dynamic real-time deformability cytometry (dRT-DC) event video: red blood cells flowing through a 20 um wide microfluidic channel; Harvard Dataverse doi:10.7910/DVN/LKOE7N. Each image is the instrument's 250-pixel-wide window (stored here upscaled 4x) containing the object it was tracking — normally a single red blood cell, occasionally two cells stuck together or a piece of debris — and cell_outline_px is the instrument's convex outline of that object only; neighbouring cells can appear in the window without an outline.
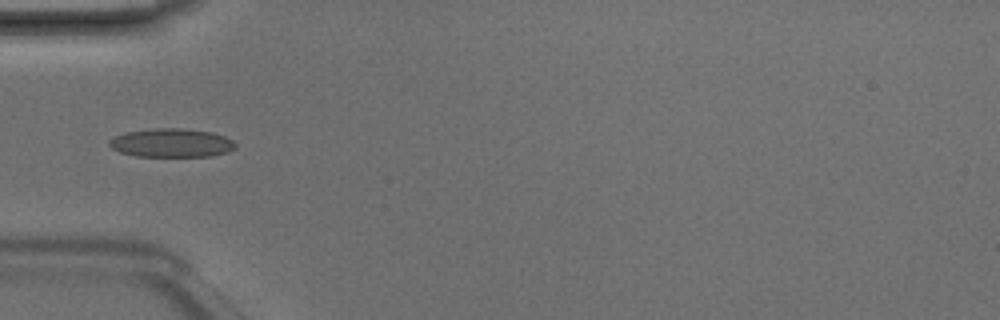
{"species": "Egyptian fruit bat (a non-hibernating species)", "species_latin": "Rousettus aegyptiacus", "temperature_condition": "room temperature", "stored_images_in_passage": 6, "camera_frame_rate_fps": 3000, "um_per_image_px": 0.085, "animal": {"sex": "male"}, "frame": {"image": 1, "passage_image": 5, "time_ms": 1.333, "image_size_px": [1000, 320], "cell_outline_px": [[236, 148], [228, 152], [212, 156], [136, 156], [120, 152], [112, 148], [108, 144], [108, 140], [116, 136], [128, 132], [156, 128], [180, 128], [212, 132], [224, 136], [232, 140], [236, 144]], "centroid_in_image_um": [14.6, 12.15], "position_along_channel_um": 70.4, "area_um2": 20.98}}